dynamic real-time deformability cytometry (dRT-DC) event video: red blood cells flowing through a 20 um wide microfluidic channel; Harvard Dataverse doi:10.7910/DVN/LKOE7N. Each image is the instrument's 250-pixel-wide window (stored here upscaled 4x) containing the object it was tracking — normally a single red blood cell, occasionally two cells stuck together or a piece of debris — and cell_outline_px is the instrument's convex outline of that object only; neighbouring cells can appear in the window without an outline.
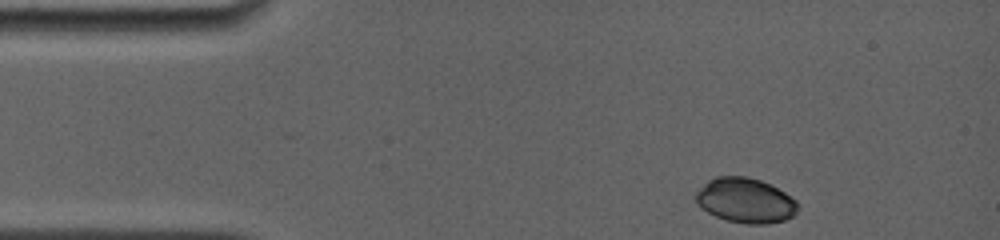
{"species": "common noctule bat (a hibernating species)", "species_latin": "Nyctalus noctula", "temperature_condition": "room temperature", "stored_images_in_passage": 29, "camera_frame_rate_fps": 4000, "um_per_image_px": 0.085, "animal": {"sex": "female", "body_mass_g": 19.0, "forearm_length_mm": 56.7}, "frame": {"image": 1, "passage_image": 1, "time_ms": 0.0, "image_size_px": [1000, 240], "cell_outline_px": [[796, 212], [792, 216], [784, 220], [764, 224], [748, 224], [728, 220], [716, 216], [708, 212], [696, 200], [696, 192], [708, 180], [716, 176], [748, 176], [772, 184], [796, 200]], "centroid_in_image_um": [63.37, 17.02], "position_along_channel_um": 21.6, "area_um2": 26.36}}
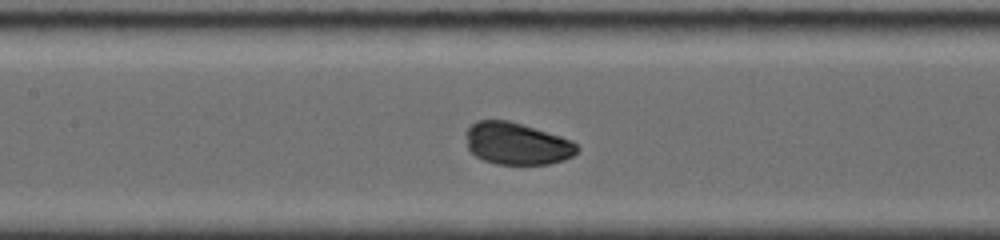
{"frame": {"image": 2, "passage_image": 13, "time_ms": 5.5, "image_size_px": [1000, 240], "cell_outline_px": [[580, 148], [572, 156], [564, 160], [548, 164], [496, 164], [484, 160], [476, 156], [468, 148], [464, 136], [464, 132], [476, 120], [508, 120], [560, 136], [576, 144]], "centroid_in_image_um": [43.89, 12.21], "position_along_channel_um": 163.5, "area_um2": 27.17}}
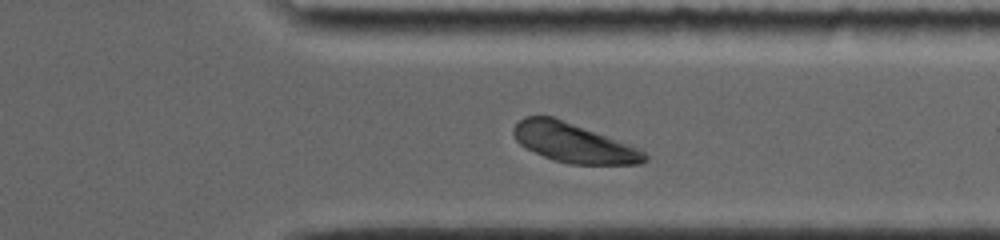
{"frame": {"image": 3, "passage_image": 25, "time_ms": 10.75, "image_size_px": [1000, 240], "cell_outline_px": [[648, 160], [640, 164], [568, 164], [544, 156], [520, 144], [516, 140], [512, 132], [512, 128], [524, 116], [552, 116], [640, 148], [648, 156]], "centroid_in_image_um": [48.77, 12.14], "position_along_channel_um": 362.6, "area_um2": 29.71}, "authors_computed_cell_mechanics": {"area_um2": 28.1486, "velocity_mm_per_s": 3.7862, "shape_relaxation_time_tau1_ms": 0.8532, "shape_relaxation_time_tau2_ms": null, "deformation_change_tau1": 0.0349, "deformation_change_tau2": null}}